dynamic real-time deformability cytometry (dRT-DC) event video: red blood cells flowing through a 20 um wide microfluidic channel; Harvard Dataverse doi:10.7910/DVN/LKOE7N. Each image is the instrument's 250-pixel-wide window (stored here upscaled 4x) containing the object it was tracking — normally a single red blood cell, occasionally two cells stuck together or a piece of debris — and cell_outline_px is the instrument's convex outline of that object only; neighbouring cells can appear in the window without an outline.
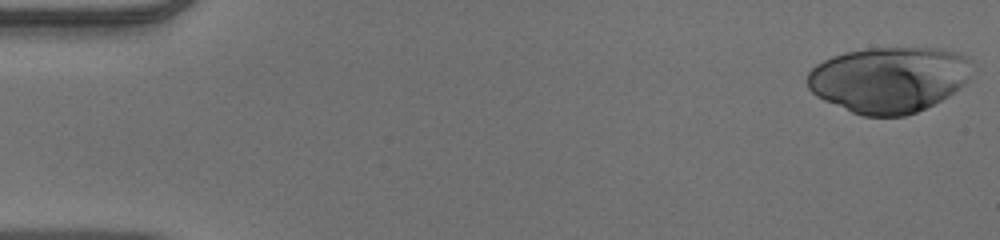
{"species": "human", "species_latin": "Homo sapiens", "temperature_condition": "warm", "stored_images_in_passage": 51, "camera_frame_rate_fps": 3000, "um_per_image_px": 0.085, "donor": {"sex": "male"}, "frame": {"image": 1, "passage_image": 1, "time_ms": 0.0, "image_size_px": [1000, 240], "cell_outline_px": [[968, 60], [964, 80], [948, 96], [916, 112], [904, 116], [864, 116], [852, 112], [824, 100], [816, 96], [808, 88], [808, 72], [816, 64], [832, 56], [844, 52], [868, 48], [936, 48], [956, 52], [964, 56]], "centroid_in_image_um": [75.45, 6.76], "position_along_channel_um": 9.6, "area_um2": 62.14}}
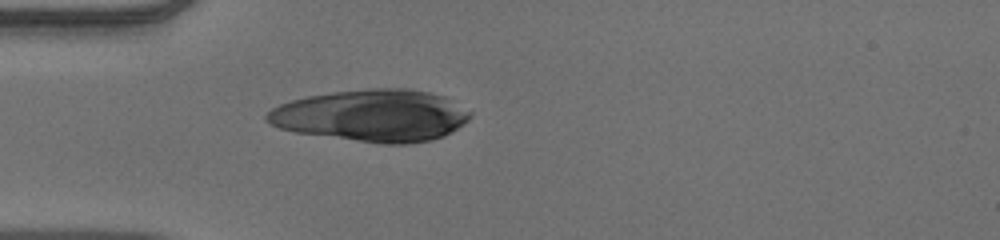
{"frame": {"image": 2, "passage_image": 14, "time_ms": 4.333, "image_size_px": [1000, 240], "cell_outline_px": [[472, 116], [464, 124], [444, 136], [432, 140], [408, 144], [380, 144], [296, 132], [280, 128], [264, 120], [264, 116], [272, 108], [280, 104], [292, 100], [308, 96], [332, 92], [368, 88], [404, 88], [428, 92], [444, 96], [472, 112]], "centroid_in_image_um": [31.63, 9.82], "position_along_channel_um": 53.4, "area_um2": 61.67}}
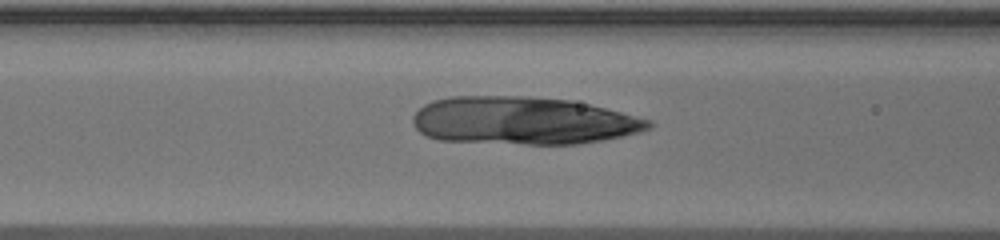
{"frame": {"image": 3, "passage_image": 20, "time_ms": 6.333, "image_size_px": [1000, 240], "cell_outline_px": [[656, 124], [652, 128], [640, 132], [604, 140], [576, 144], [528, 144], [440, 140], [428, 136], [420, 132], [412, 124], [412, 116], [424, 104], [432, 100], [452, 96], [524, 96], [572, 100], [652, 120]], "centroid_in_image_um": [44.47, 10.25], "position_along_channel_um": 122.1, "area_um2": 65.72}}